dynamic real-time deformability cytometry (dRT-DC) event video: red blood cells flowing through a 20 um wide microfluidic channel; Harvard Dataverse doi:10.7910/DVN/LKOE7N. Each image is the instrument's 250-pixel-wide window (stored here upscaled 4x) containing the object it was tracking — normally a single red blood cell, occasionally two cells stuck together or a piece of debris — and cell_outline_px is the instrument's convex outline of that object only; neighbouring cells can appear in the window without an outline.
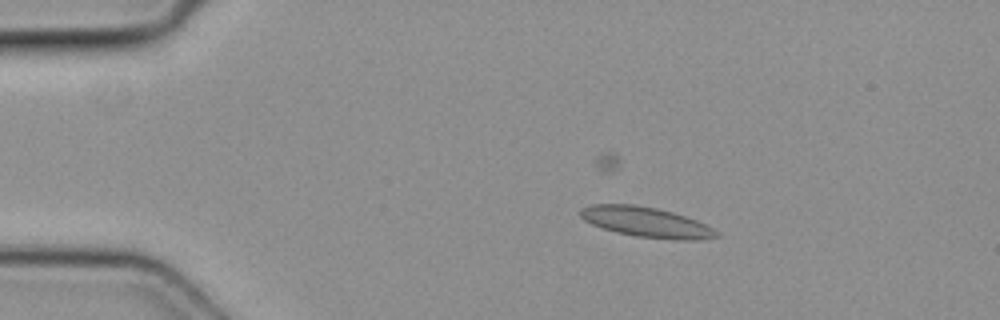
{"species": "common noctule bat (a hibernating species)", "species_latin": "Nyctalus noctula", "temperature_condition": "cold", "stored_images_in_passage": 5, "camera_frame_rate_fps": 3000, "um_per_image_px": 0.085, "animal": {"sex": "female", "body_mass_g": 19.3, "forearm_length_mm": 54.1}, "frame": {"image": 1, "passage_image": 2, "time_ms": 0.333, "image_size_px": [1000, 320], "cell_outline_px": [[720, 236], [700, 240], [676, 240], [636, 236], [616, 232], [592, 224], [584, 220], [580, 216], [580, 208], [592, 204], [636, 204], [656, 208], [672, 212], [696, 220], [720, 232]], "centroid_in_image_um": [54.94, 18.88], "position_along_channel_um": 30.1, "area_um2": 23.87}}
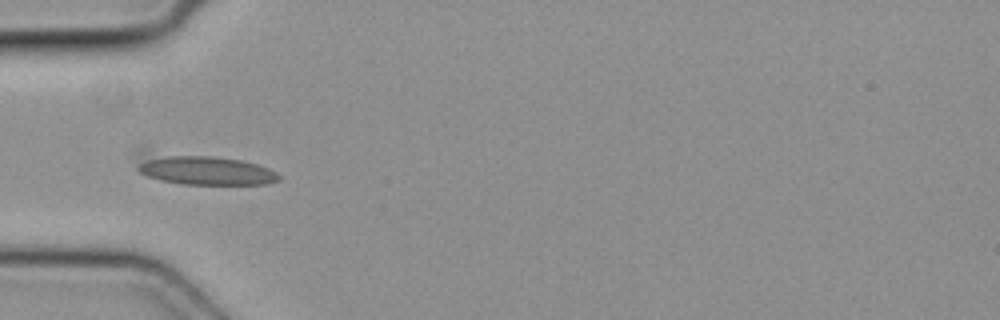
{"frame": {"image": 2, "passage_image": 4, "time_ms": 1.0, "image_size_px": [1000, 320], "cell_outline_px": [[280, 180], [268, 184], [180, 184], [160, 180], [148, 176], [140, 172], [136, 168], [136, 152], [144, 148], [212, 156], [240, 160], [256, 164], [268, 168], [276, 172], [280, 176]], "centroid_in_image_um": [17.08, 14.35], "position_along_channel_um": 67.9, "area_um2": 26.18}}
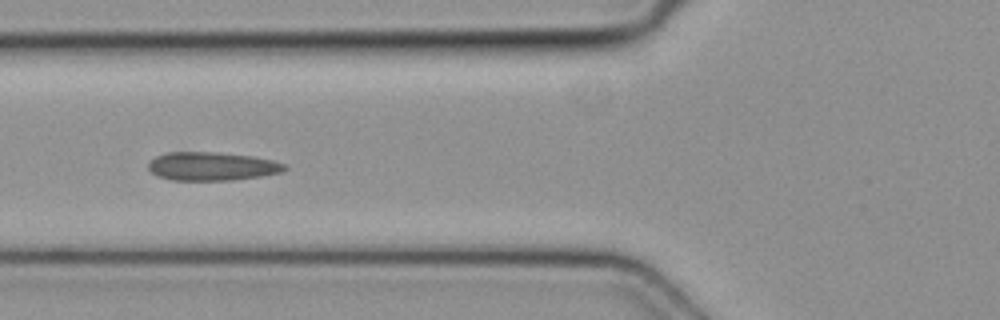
{"frame": {"image": 3, "passage_image": 5, "time_ms": 1.333, "image_size_px": [1000, 320], "cell_outline_px": [[288, 168], [284, 172], [260, 176], [232, 180], [172, 180], [156, 176], [148, 168], [148, 164], [156, 156], [168, 152], [216, 152], [252, 156], [272, 160], [284, 164]], "centroid_in_image_um": [18.02, 14.14], "position_along_channel_um": 107.8, "area_um2": 22.6}}